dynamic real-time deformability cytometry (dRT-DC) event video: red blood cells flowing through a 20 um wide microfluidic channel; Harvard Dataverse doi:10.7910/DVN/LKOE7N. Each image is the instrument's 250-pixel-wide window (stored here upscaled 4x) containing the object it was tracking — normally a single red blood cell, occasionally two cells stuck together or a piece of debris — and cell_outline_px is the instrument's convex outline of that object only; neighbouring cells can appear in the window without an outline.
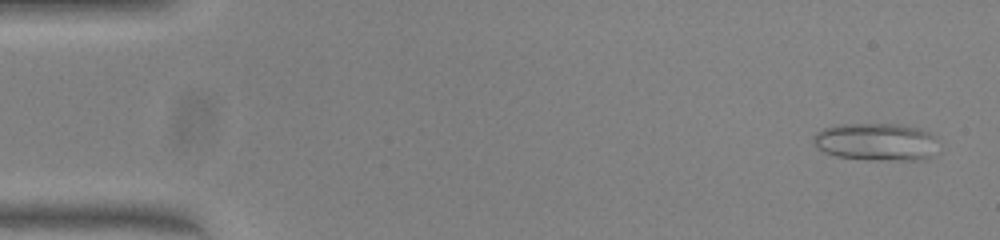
{"species": "common noctule bat (a hibernating species)", "species_latin": "Nyctalus noctula", "temperature_condition": "warm", "stored_images_in_passage": 50, "camera_frame_rate_fps": 3000, "um_per_image_px": 0.085, "animal": {"sex": "female", "body_mass_g": 23.0, "forearm_length_mm": 53.4}, "frame": {"image": 1, "passage_image": 2, "time_ms": 0.333, "image_size_px": [1000, 240], "cell_outline_px": [[940, 152], [936, 156], [924, 160], [868, 160], [836, 156], [824, 152], [816, 148], [812, 140], [812, 136], [816, 132], [824, 128], [840, 124], [896, 124], [920, 128], [932, 132], [936, 136]], "centroid_in_image_um": [74.57, 12.07], "position_along_channel_um": 10.4, "area_um2": 28.32}}
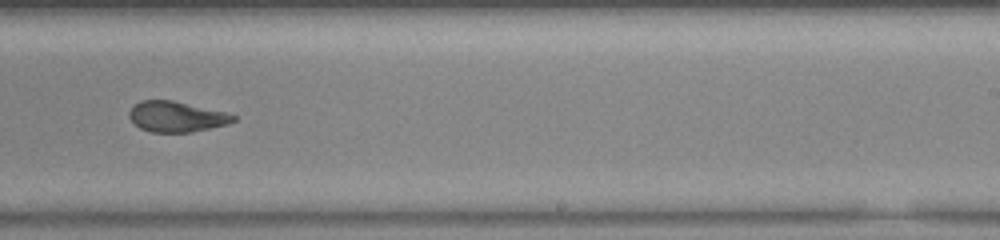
{"frame": {"image": 2, "passage_image": 31, "time_ms": 10.0, "image_size_px": [1000, 240], "cell_outline_px": [[236, 120], [228, 124], [192, 132], [152, 132], [140, 128], [128, 116], [128, 112], [132, 104], [140, 100], [172, 100], [224, 112], [236, 116]], "centroid_in_image_um": [14.96, 9.91], "position_along_channel_um": 274.0, "area_um2": 18.5}}
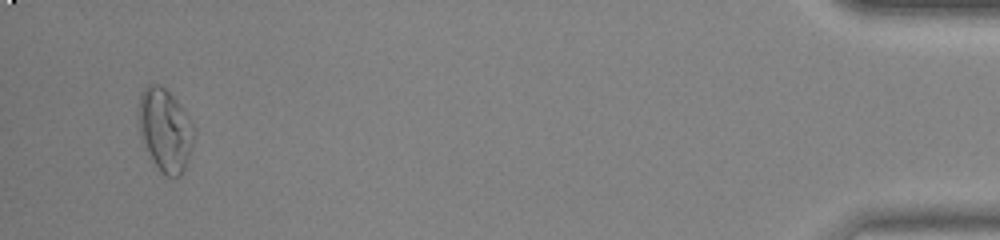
{"frame": {"image": 3, "passage_image": 48, "time_ms": 15.667, "image_size_px": [1000, 240], "cell_outline_px": [[196, 132], [192, 148], [184, 172], [180, 176], [168, 176], [160, 172], [152, 160], [148, 152], [140, 132], [136, 112], [140, 92], [148, 84], [160, 84], [180, 104], [196, 128]], "centroid_in_image_um": [14.04, 11.03], "position_along_channel_um": 421.2, "area_um2": 27.17}, "authors_computed_cell_mechanics": {"area_um2": 21.5594, "velocity_mm_per_s": 4.0433, "shape_relaxation_time_tau1_ms": null, "shape_relaxation_time_tau2_ms": 2.2344, "deformation_change_tau1": null, "deformation_change_tau2": 0.104}}